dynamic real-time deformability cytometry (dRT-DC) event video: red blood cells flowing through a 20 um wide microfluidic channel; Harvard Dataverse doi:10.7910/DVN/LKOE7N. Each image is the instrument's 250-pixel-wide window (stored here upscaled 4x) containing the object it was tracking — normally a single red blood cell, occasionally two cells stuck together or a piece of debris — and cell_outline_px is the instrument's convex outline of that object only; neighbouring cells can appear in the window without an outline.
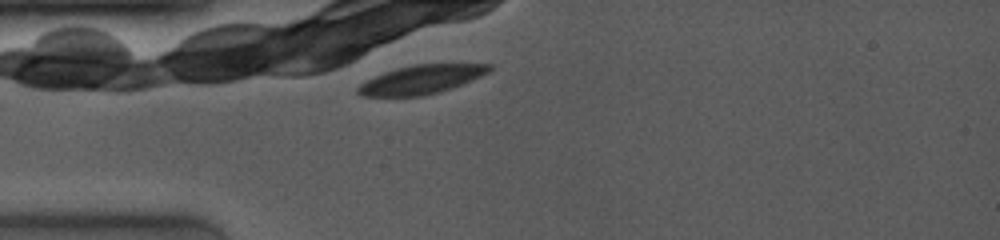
{"species": "common noctule bat (a hibernating species)", "species_latin": "Nyctalus noctula", "temperature_condition": "room temperature", "stored_images_in_passage": 1, "camera_frame_rate_fps": 4000, "um_per_image_px": 0.085, "animal": {"sex": "female", "body_mass_g": 19.0, "forearm_length_mm": 53.3}, "frame": {"image": 1, "passage_image": 1, "time_ms": 0.0, "image_size_px": [1000, 240], "cell_outline_px": [[492, 68], [488, 72], [480, 76], [440, 92], [420, 96], [360, 96], [356, 92], [356, 88], [360, 84], [384, 72], [416, 64], [492, 64]], "centroid_in_image_um": [35.78, 6.76], "position_along_channel_um": 49.2, "area_um2": 21.62}}